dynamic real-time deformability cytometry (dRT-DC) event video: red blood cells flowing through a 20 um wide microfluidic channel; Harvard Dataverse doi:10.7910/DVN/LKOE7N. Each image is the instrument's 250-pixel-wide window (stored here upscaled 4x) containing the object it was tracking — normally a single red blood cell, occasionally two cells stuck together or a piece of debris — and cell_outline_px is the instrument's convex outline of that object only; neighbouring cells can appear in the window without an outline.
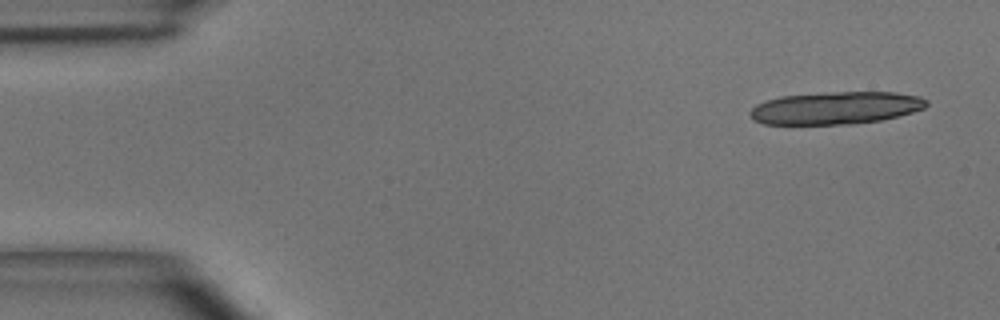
{"species": "common noctule bat (a hibernating species)", "species_latin": "Nyctalus noctula", "temperature_condition": "room temperature", "stored_images_in_passage": 16, "camera_frame_rate_fps": 3000, "um_per_image_px": 0.085, "animal": {"sex": "male", "body_mass_g": 15.6}, "frame": {"image": 1, "passage_image": 2, "time_ms": 0.333, "image_size_px": [1000, 320], "cell_outline_px": [[928, 104], [924, 108], [912, 112], [880, 120], [852, 124], [764, 124], [752, 120], [748, 112], [756, 104], [780, 96], [824, 92], [896, 92], [920, 96], [928, 100]], "centroid_in_image_um": [71.02, 9.17], "position_along_channel_um": 14.0, "area_um2": 33.58}}